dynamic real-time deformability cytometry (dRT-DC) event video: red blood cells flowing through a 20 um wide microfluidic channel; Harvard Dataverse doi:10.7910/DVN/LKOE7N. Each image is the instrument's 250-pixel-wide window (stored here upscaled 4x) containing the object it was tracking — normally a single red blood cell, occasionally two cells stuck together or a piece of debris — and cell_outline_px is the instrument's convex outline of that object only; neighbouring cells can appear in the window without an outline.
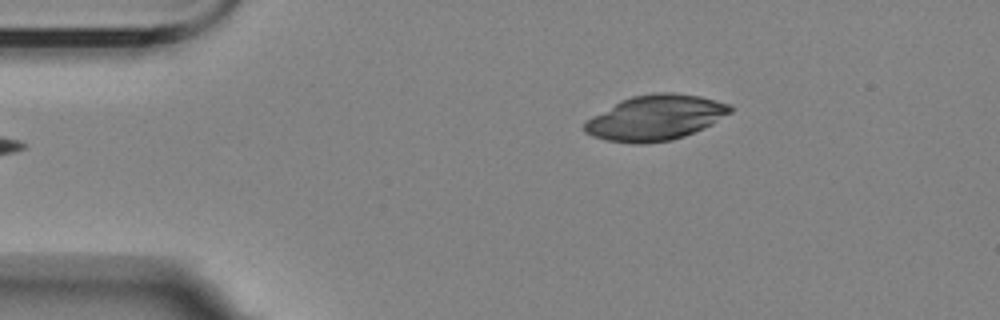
{"species": "Egyptian fruit bat (a non-hibernating species)", "species_latin": "Rousettus aegyptiacus", "temperature_condition": "room temperature", "stored_images_in_passage": 4, "segment_of_instrument_passage": [2, 2], "camera_frame_rate_fps": 3000, "um_per_image_px": 0.085, "animal": {"sex": "female"}, "frame": {"image": 1, "passage_image": 4, "time_ms": 3.667, "image_size_px": [1000, 320], "cell_outline_px": [[732, 112], [712, 124], [684, 136], [672, 140], [644, 144], [632, 144], [604, 140], [592, 136], [584, 132], [584, 124], [588, 120], [620, 100], [632, 96], [656, 92], [672, 92], [700, 96], [728, 104], [732, 108]], "centroid_in_image_um": [55.71, 10.01], "position_along_channel_um": 29.3, "area_um2": 38.26}}